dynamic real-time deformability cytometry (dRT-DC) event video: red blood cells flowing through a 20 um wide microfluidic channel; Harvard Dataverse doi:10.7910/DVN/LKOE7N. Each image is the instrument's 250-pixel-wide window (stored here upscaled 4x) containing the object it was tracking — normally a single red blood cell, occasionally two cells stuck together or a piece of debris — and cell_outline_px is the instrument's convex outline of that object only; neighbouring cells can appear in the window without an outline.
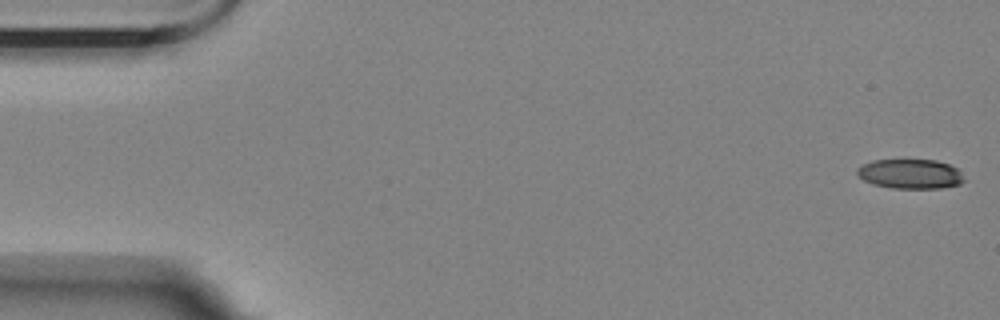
{"species": "Egyptian fruit bat (a non-hibernating species)", "species_latin": "Rousettus aegyptiacus", "temperature_condition": "room temperature", "stored_images_in_passage": 6, "camera_frame_rate_fps": 3000, "um_per_image_px": 0.085, "animal": {"sex": "female"}, "frame": {"image": 1, "passage_image": 1, "time_ms": 0.0, "image_size_px": [1000, 320], "cell_outline_px": [[964, 180], [960, 184], [940, 188], [892, 188], [872, 184], [864, 180], [856, 172], [856, 168], [872, 160], [936, 160], [960, 168]], "centroid_in_image_um": [77.39, 14.78], "position_along_channel_um": 7.6, "area_um2": 18.5}}